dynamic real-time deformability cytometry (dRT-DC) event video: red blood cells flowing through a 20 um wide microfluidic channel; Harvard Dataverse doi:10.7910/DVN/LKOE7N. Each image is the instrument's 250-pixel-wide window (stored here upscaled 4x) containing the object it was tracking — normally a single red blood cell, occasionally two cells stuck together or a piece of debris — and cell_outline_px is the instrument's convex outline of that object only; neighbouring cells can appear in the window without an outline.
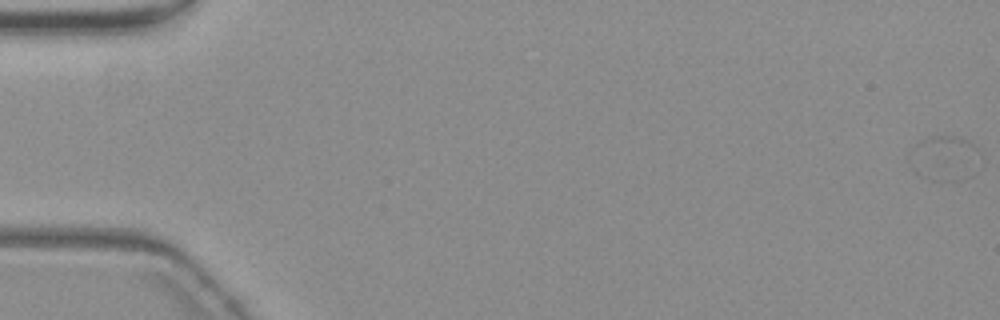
{"species": "common noctule bat (a hibernating species)", "species_latin": "Nyctalus noctula", "temperature_condition": "warm", "stored_images_in_passage": 1, "camera_frame_rate_fps": 3000, "um_per_image_px": 0.085, "animal": {"sex": "female", "body_mass_g": 19.3, "forearm_length_mm": 54.1}, "frame": {"image": 1, "passage_image": 1, "time_ms": 0.0, "image_size_px": [1000, 320], "cell_outline_px": [[976, 148], [960, 180], [928, 180], [920, 176], [908, 164], [908, 152], [920, 140], [928, 136], [960, 136], [972, 144]], "centroid_in_image_um": [79.99, 13.38], "position_along_channel_um": 5.0, "area_um2": 17.17}}